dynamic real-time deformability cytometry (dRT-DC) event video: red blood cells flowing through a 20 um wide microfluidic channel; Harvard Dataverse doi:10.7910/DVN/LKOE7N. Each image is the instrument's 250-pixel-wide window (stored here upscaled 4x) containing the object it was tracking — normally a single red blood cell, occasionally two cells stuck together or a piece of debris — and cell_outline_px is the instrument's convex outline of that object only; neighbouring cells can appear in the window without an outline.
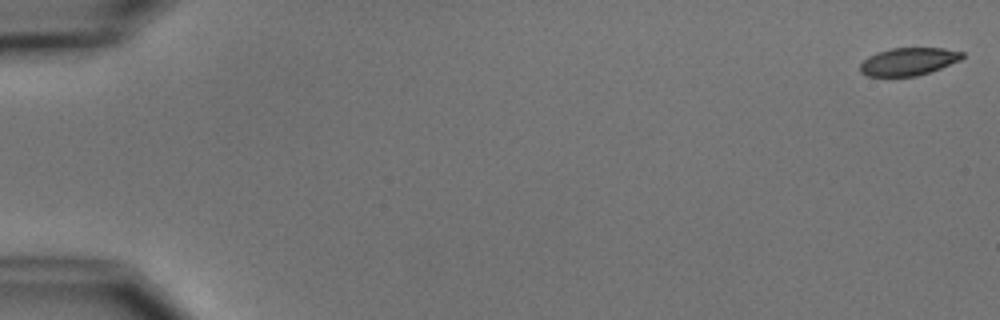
{"species": "common noctule bat (a hibernating species)", "species_latin": "Nyctalus noctula", "temperature_condition": "cold", "stored_images_in_passage": 7, "camera_frame_rate_fps": 3000, "um_per_image_px": 0.085, "animal": {"sex": "male", "body_mass_g": 15.6}, "frame": {"image": 1, "passage_image": 1, "time_ms": 0.0, "image_size_px": [1000, 320], "cell_outline_px": [[964, 56], [960, 60], [940, 68], [916, 76], [868, 76], [860, 72], [860, 64], [868, 56], [876, 52], [892, 48], [944, 48], [964, 52]], "centroid_in_image_um": [77.21, 5.22], "position_along_channel_um": 7.8, "area_um2": 16.42}}
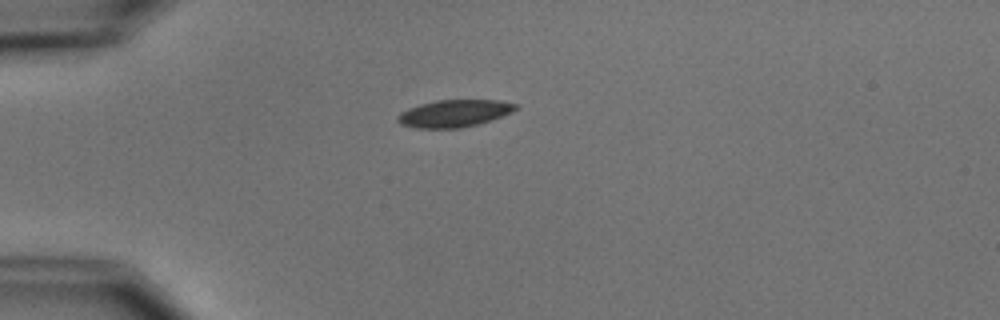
{"frame": {"image": 2, "passage_image": 5, "time_ms": 4.667, "image_size_px": [1000, 320], "cell_outline_px": [[520, 108], [512, 112], [476, 124], [460, 128], [416, 128], [400, 124], [396, 120], [396, 116], [400, 112], [408, 108], [420, 104], [436, 100], [500, 100], [520, 104]], "centroid_in_image_um": [38.6, 9.62], "position_along_channel_um": 46.4, "area_um2": 18.79}}